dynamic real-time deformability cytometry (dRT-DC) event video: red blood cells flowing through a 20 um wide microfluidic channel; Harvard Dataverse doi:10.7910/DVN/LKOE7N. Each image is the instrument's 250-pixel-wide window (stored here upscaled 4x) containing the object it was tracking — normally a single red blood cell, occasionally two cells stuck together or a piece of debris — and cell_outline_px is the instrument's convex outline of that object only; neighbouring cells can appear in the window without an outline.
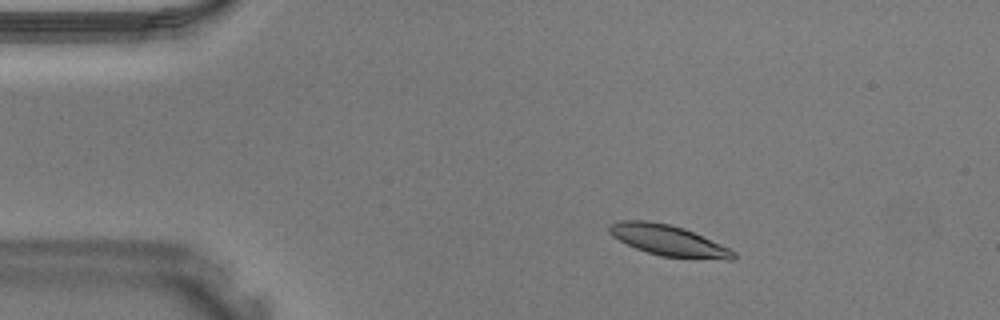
{"species": "Egyptian fruit bat (a non-hibernating species)", "species_latin": "Rousettus aegyptiacus", "temperature_condition": "warm", "stored_images_in_passage": 3, "camera_frame_rate_fps": 3000, "um_per_image_px": 0.085, "animal": {"sex": "male"}, "frame": {"image": 1, "passage_image": 1, "time_ms": 0.0, "image_size_px": [1000, 320], "cell_outline_px": [[736, 256], [732, 260], [728, 260], [660, 256], [636, 248], [612, 236], [608, 232], [608, 224], [620, 220], [644, 220], [668, 224], [684, 228], [728, 248], [736, 252]], "centroid_in_image_um": [56.78, 20.43], "position_along_channel_um": 28.2, "area_um2": 22.02}}